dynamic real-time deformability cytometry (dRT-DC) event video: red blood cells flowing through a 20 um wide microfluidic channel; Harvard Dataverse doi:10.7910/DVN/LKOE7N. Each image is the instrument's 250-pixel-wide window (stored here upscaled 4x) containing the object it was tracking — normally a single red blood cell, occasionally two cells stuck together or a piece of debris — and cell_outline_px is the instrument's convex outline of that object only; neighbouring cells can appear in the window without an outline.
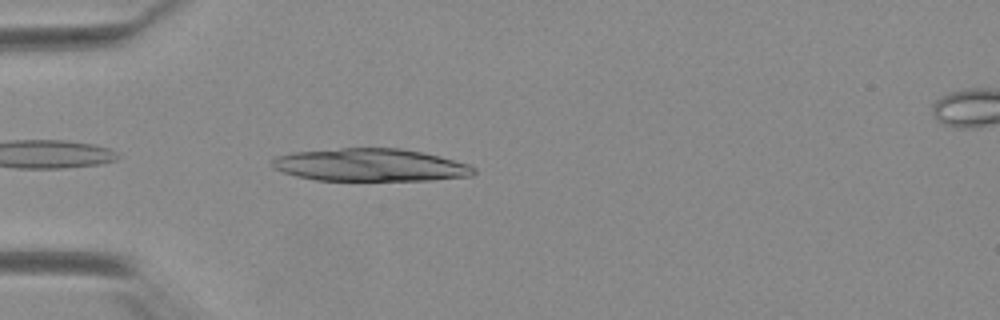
{"species": "Egyptian fruit bat (a non-hibernating species)", "species_latin": "Rousettus aegyptiacus", "temperature_condition": "warm", "stored_images_in_passage": 4, "camera_frame_rate_fps": 3000, "um_per_image_px": 0.085, "animal": {"sex": "female"}, "frame": {"image": 1, "passage_image": 1, "time_ms": 0.0, "image_size_px": [1000, 320], "cell_outline_px": [[476, 172], [472, 176], [428, 180], [316, 180], [296, 176], [284, 172], [276, 168], [272, 164], [272, 160], [280, 156], [296, 152], [344, 148], [400, 148], [420, 152], [468, 164], [476, 168]], "centroid_in_image_um": [31.51, 14.03], "position_along_channel_um": 53.5, "area_um2": 37.8}}